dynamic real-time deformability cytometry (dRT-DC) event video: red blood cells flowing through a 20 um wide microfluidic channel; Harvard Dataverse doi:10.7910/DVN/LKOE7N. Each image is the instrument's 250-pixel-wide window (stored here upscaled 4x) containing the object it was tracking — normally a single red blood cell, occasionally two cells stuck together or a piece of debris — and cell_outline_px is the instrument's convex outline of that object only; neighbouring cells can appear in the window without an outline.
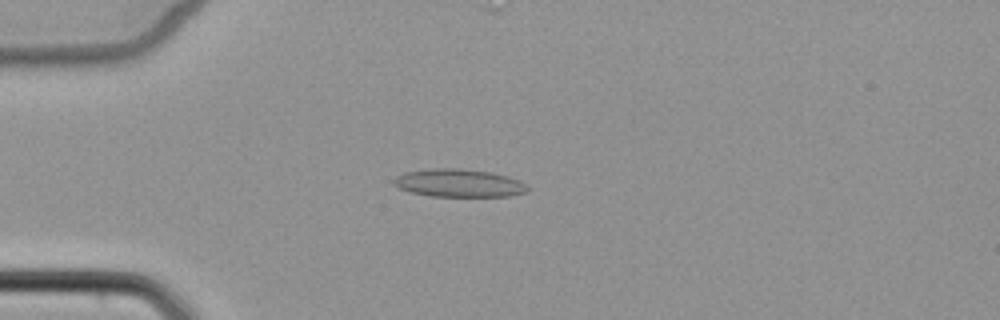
{"species": "common noctule bat (a hibernating species)", "species_latin": "Nyctalus noctula", "temperature_condition": "cold", "stored_images_in_passage": 5, "camera_frame_rate_fps": 3000, "um_per_image_px": 0.085, "animal": {"sex": "female", "body_mass_g": 22.7, "forearm_length_mm": 54.2}, "frame": {"image": 1, "passage_image": 3, "time_ms": 2.333, "image_size_px": [1000, 320], "cell_outline_px": [[528, 192], [508, 196], [432, 196], [408, 192], [392, 184], [392, 180], [396, 176], [404, 172], [432, 168], [460, 168], [492, 172], [508, 176], [520, 180], [528, 188]], "centroid_in_image_um": [38.98, 15.55], "position_along_channel_um": 46.0, "area_um2": 21.96}}